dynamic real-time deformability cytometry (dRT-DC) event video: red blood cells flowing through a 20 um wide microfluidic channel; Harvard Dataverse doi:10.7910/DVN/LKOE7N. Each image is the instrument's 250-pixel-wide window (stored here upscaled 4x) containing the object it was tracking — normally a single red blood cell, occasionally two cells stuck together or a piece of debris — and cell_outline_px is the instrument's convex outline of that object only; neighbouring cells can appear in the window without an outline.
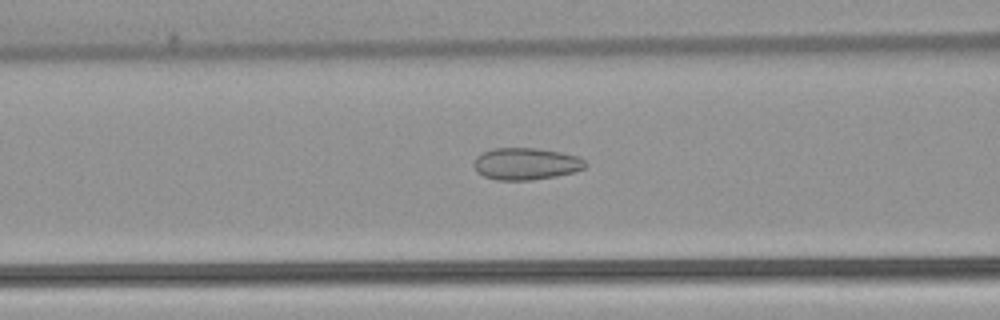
{"species": "common noctule bat (a hibernating species)", "species_latin": "Nyctalus noctula", "temperature_condition": "warm", "stored_images_in_passage": 50, "camera_frame_rate_fps": 3000, "um_per_image_px": 0.085, "animal": {"sex": "female", "body_mass_g": 22.7, "forearm_length_mm": 54.2}, "frame": {"image": 1, "passage_image": 21, "time_ms": 6.667, "image_size_px": [1000, 320], "cell_outline_px": [[588, 164], [584, 168], [576, 172], [556, 176], [532, 180], [496, 180], [484, 176], [476, 172], [472, 164], [476, 156], [492, 148], [536, 148], [560, 152], [580, 156]], "centroid_in_image_um": [44.71, 13.92], "position_along_channel_um": 121.9, "area_um2": 21.04}}
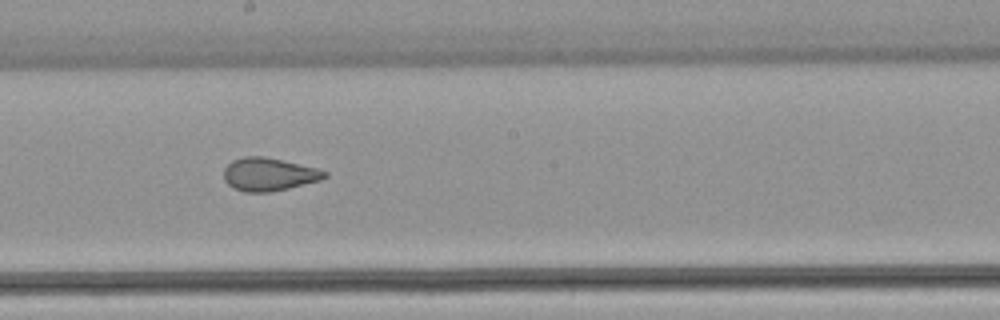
{"frame": {"image": 2, "passage_image": 29, "time_ms": 9.333, "image_size_px": [1000, 320], "cell_outline_px": [[328, 176], [320, 180], [288, 188], [268, 192], [244, 192], [232, 188], [224, 180], [224, 168], [232, 160], [244, 156], [264, 156], [320, 168], [328, 172]], "centroid_in_image_um": [22.86, 14.81], "position_along_channel_um": 225.3, "area_um2": 19.59}}
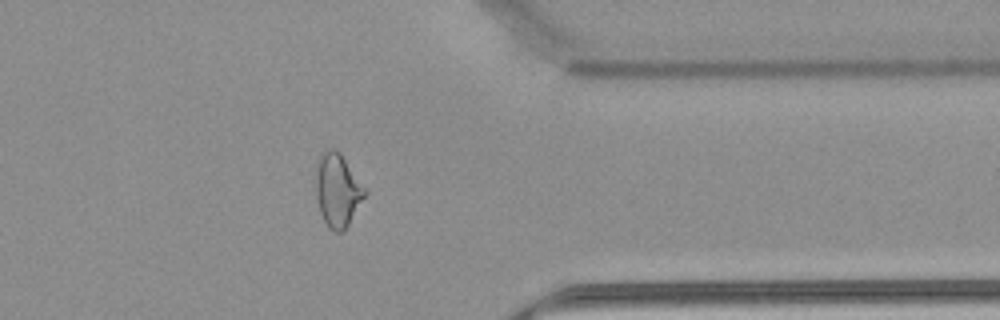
{"frame": {"image": 3, "passage_image": 42, "time_ms": 13.667, "image_size_px": [1000, 320], "cell_outline_px": [[368, 192], [348, 224], [340, 232], [336, 232], [328, 228], [320, 212], [316, 196], [316, 164], [320, 156], [328, 148], [336, 148], [340, 152]], "centroid_in_image_um": [28.68, 16.14], "position_along_channel_um": 382.7, "area_um2": 20.75}}